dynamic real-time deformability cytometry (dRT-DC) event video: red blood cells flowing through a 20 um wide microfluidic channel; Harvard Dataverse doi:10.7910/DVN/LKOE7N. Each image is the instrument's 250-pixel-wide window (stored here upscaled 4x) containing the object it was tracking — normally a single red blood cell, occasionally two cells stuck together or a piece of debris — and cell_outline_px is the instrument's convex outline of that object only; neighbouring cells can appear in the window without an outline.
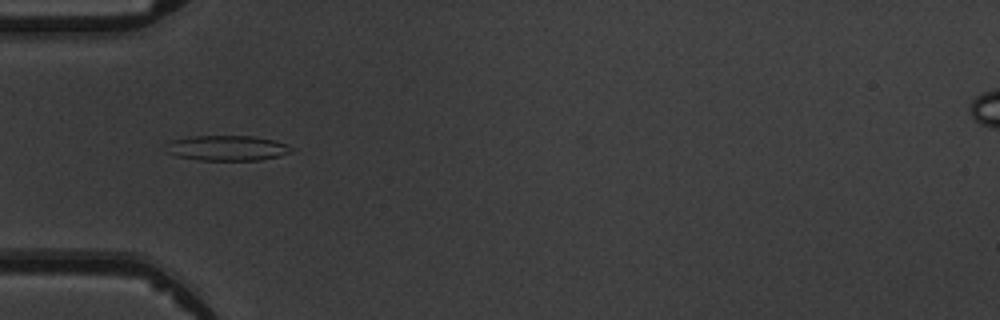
{"species": "common noctule bat (a hibernating species)", "species_latin": "Nyctalus noctula", "temperature_condition": "warm", "stored_images_in_passage": 4, "camera_frame_rate_fps": 3000, "um_per_image_px": 0.085, "animal": {"sex": "male", "body_mass_g": 19.5, "forearm_length_mm": 54.6}, "frame": {"image": 1, "passage_image": 1, "time_ms": 0.0, "image_size_px": [1000, 320], "cell_outline_px": [[296, 148], [292, 152], [280, 156], [260, 160], [200, 160], [176, 156], [168, 152], [172, 140], [188, 136], [252, 136], [276, 140], [288, 144]], "centroid_in_image_um": [19.43, 12.58], "position_along_channel_um": 65.6, "area_um2": 18.44}}
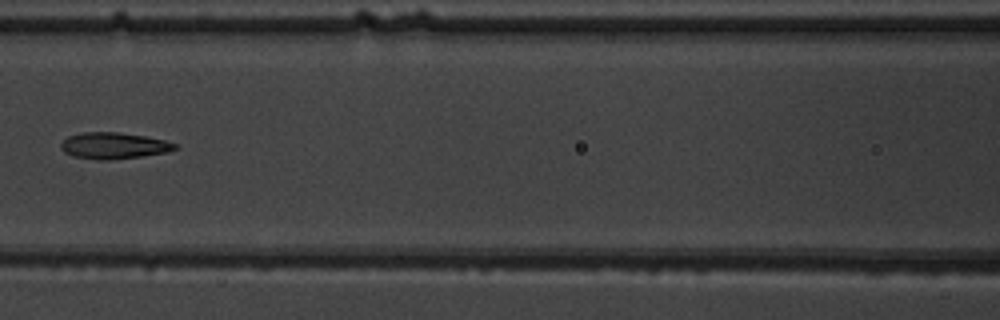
{"frame": {"image": 2, "passage_image": 3, "time_ms": 2.333, "image_size_px": [1000, 320], "cell_outline_px": [[176, 148], [168, 152], [140, 156], [108, 160], [96, 160], [72, 156], [64, 152], [60, 148], [60, 144], [68, 136], [80, 132], [116, 132], [144, 136], [164, 140], [176, 144]], "centroid_in_image_um": [9.61, 12.38], "position_along_channel_um": 157.0, "area_um2": 17.46}}
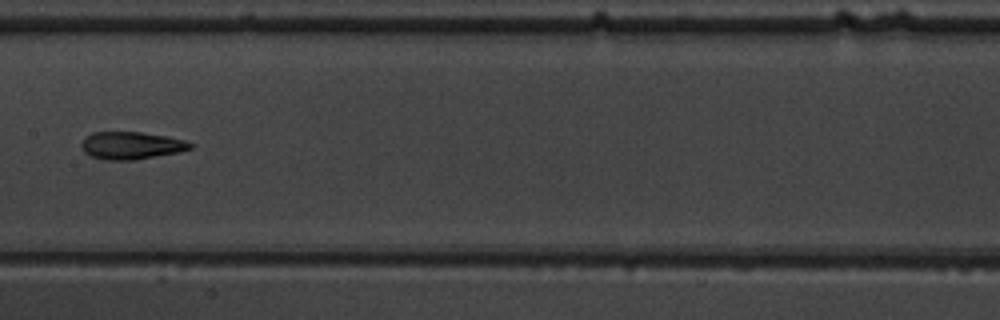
{"frame": {"image": 3, "passage_image": 4, "time_ms": 3.333, "image_size_px": [1000, 320], "cell_outline_px": [[192, 148], [180, 152], [132, 160], [104, 160], [92, 156], [84, 152], [80, 144], [84, 136], [92, 132], [140, 132], [168, 136], [184, 140], [192, 144]], "centroid_in_image_um": [11.13, 12.36], "position_along_channel_um": 196.3, "area_um2": 17.51}}